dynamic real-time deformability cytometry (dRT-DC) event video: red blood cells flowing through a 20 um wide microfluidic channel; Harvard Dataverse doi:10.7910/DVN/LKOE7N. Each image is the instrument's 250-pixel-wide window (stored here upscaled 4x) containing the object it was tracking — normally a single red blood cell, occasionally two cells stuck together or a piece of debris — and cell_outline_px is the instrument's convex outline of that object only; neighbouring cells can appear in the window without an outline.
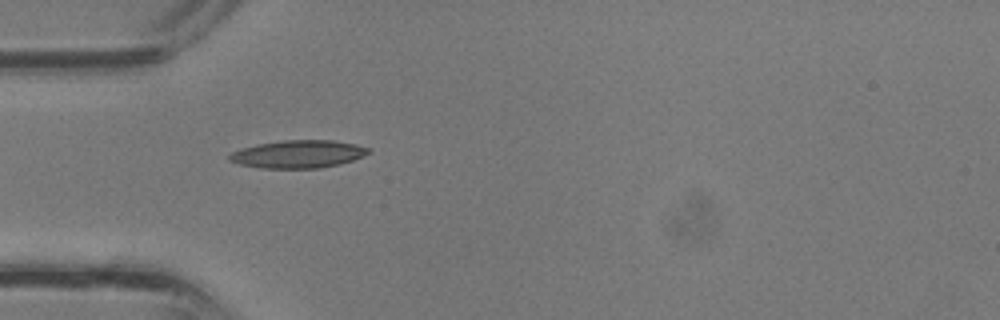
{"species": "common noctule bat (a hibernating species)", "species_latin": "Nyctalus noctula", "temperature_condition": "room temperature", "stored_images_in_passage": 27, "camera_frame_rate_fps": 3000, "um_per_image_px": 0.085, "animal": {"sex": "male", "body_mass_g": 13.3}, "frame": {"image": 1, "passage_image": 1, "time_ms": 0.0, "image_size_px": [1000, 320], "cell_outline_px": [[372, 152], [364, 156], [340, 164], [320, 168], [260, 168], [240, 164], [228, 160], [228, 156], [232, 152], [240, 148], [256, 144], [284, 140], [332, 140], [356, 144], [372, 148]], "centroid_in_image_um": [25.37, 13.09], "position_along_channel_um": 59.6, "area_um2": 22.72}}
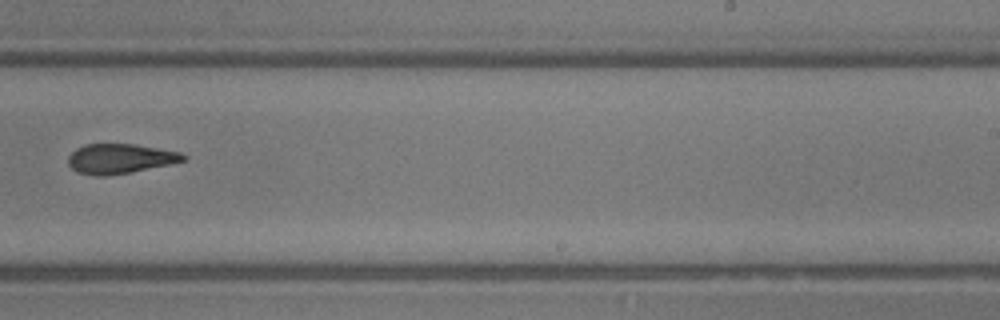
{"frame": {"image": 2, "passage_image": 13, "time_ms": 4.0, "image_size_px": [1000, 320], "cell_outline_px": [[188, 156], [184, 160], [168, 164], [128, 172], [104, 176], [96, 176], [76, 172], [68, 164], [68, 156], [76, 148], [84, 144], [132, 144], [180, 152]], "centroid_in_image_um": [10.14, 13.48], "position_along_channel_um": 278.9, "area_um2": 19.65}}
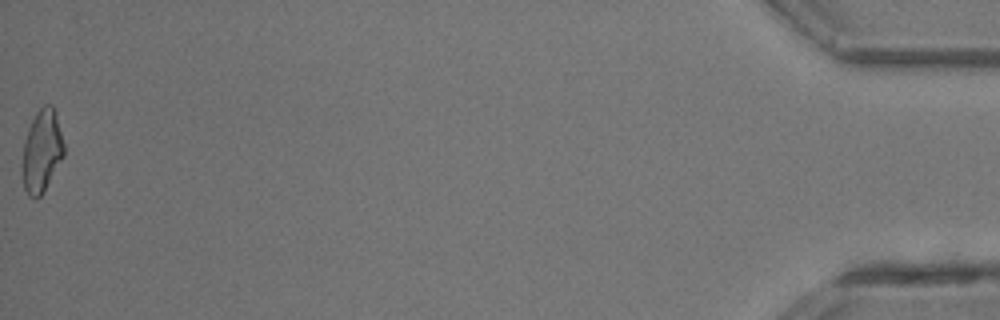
{"frame": {"image": 3, "passage_image": 27, "time_ms": 8.667, "image_size_px": [1000, 320], "cell_outline_px": [[64, 156], [40, 196], [36, 200], [28, 196], [24, 188], [24, 140], [28, 128], [36, 112], [44, 104], [52, 104], [56, 112], [64, 144]], "centroid_in_image_um": [3.58, 12.8], "position_along_channel_um": 431.6, "area_um2": 19.65}}